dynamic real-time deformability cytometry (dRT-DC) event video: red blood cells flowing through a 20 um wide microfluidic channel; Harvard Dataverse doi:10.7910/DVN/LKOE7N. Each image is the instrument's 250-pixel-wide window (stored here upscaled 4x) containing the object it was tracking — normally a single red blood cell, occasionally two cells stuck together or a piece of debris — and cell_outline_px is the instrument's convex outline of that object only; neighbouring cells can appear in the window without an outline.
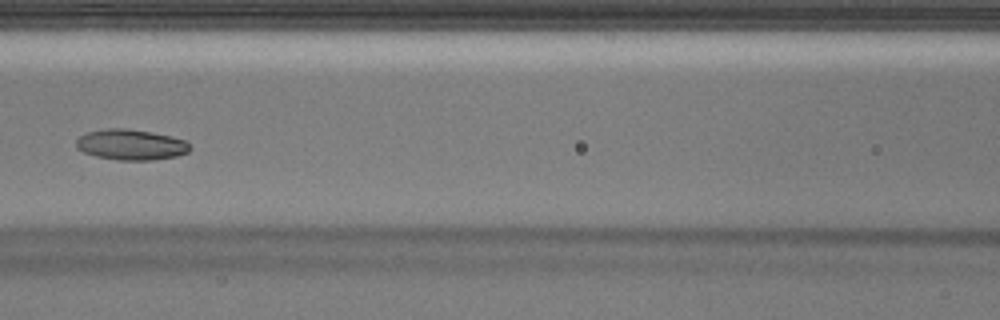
{"species": "Egyptian fruit bat (a non-hibernating species)", "species_latin": "Rousettus aegyptiacus", "temperature_condition": "warm", "stored_images_in_passage": 41, "camera_frame_rate_fps": 3000, "um_per_image_px": 0.085, "animal": {"sex": "male"}, "frame": {"image": 1, "passage_image": 18, "time_ms": 5.667, "image_size_px": [1000, 320], "cell_outline_px": [[192, 148], [188, 152], [176, 156], [152, 160], [116, 160], [96, 156], [84, 152], [76, 148], [76, 140], [80, 136], [88, 132], [108, 128], [124, 128], [152, 132], [172, 136], [184, 140]], "centroid_in_image_um": [11.13, 12.3], "position_along_channel_um": 155.5, "area_um2": 20.29}}
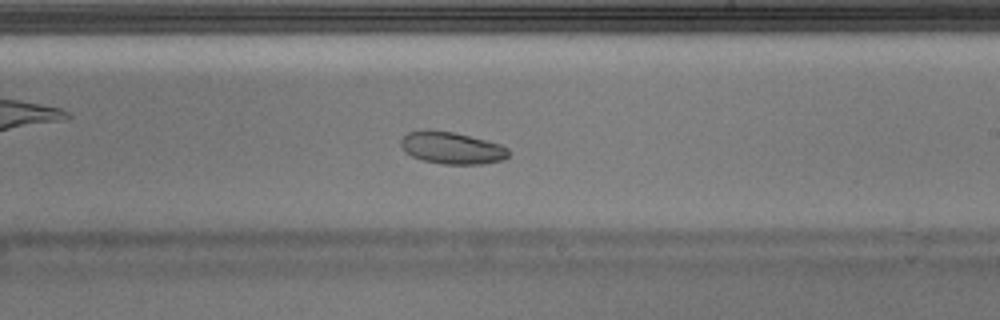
{"frame": {"image": 2, "passage_image": 24, "time_ms": 7.667, "image_size_px": [1000, 320], "cell_outline_px": [[508, 156], [504, 160], [480, 164], [444, 164], [424, 160], [412, 156], [404, 152], [400, 144], [400, 140], [408, 132], [428, 128], [452, 132], [500, 144], [508, 148]], "centroid_in_image_um": [38.36, 12.56], "position_along_channel_um": 250.6, "area_um2": 20.11}}